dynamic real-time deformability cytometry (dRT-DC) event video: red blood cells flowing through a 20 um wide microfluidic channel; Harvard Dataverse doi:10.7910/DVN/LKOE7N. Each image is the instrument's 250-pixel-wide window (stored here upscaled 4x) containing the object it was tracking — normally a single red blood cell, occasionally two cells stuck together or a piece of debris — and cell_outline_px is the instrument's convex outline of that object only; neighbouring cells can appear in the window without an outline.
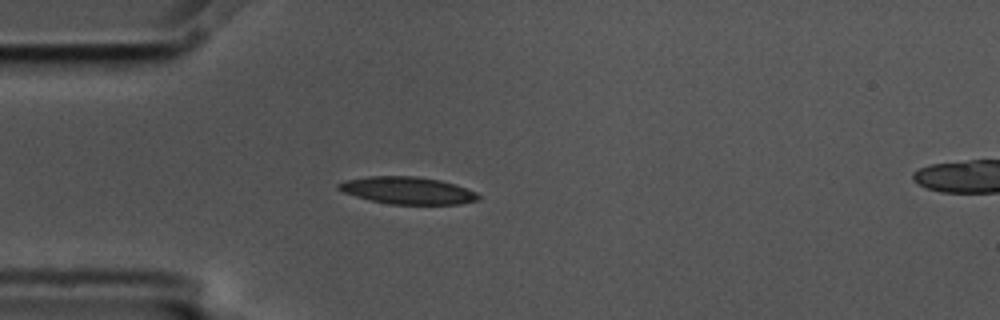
{"species": "common noctule bat (a hibernating species)", "species_latin": "Nyctalus noctula", "temperature_condition": "cold", "stored_images_in_passage": 5, "camera_frame_rate_fps": 3000, "um_per_image_px": 0.085, "animal": {"sex": "male", "body_mass_g": 17.5, "forearm_length_mm": 52.3}, "frame": {"image": 1, "passage_image": 4, "time_ms": 1.0, "image_size_px": [1000, 320], "cell_outline_px": [[480, 200], [460, 204], [388, 204], [356, 196], [344, 192], [336, 188], [336, 184], [344, 180], [368, 176], [416, 176], [440, 180], [456, 184], [476, 192], [480, 196]], "centroid_in_image_um": [34.65, 16.18], "position_along_channel_um": 50.3, "area_um2": 22.25}}